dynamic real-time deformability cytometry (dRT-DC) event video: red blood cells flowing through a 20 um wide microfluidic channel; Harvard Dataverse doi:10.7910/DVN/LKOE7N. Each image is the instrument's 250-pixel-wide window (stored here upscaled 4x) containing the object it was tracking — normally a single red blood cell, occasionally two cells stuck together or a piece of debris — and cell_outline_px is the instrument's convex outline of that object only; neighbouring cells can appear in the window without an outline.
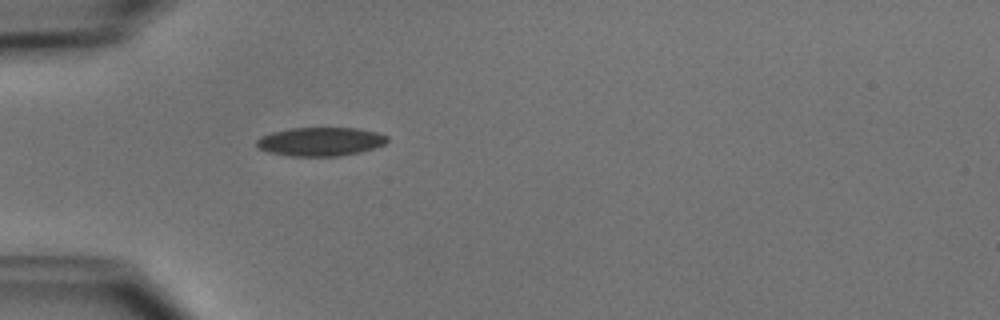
{"species": "common noctule bat (a hibernating species)", "species_latin": "Nyctalus noctula", "temperature_condition": "cold", "stored_images_in_passage": 6, "camera_frame_rate_fps": 3000, "um_per_image_px": 0.085, "animal": {"sex": "male", "body_mass_g": 15.6}, "frame": {"image": 1, "passage_image": 6, "time_ms": 5.667, "image_size_px": [1000, 320], "cell_outline_px": [[388, 140], [384, 144], [360, 152], [336, 156], [292, 156], [268, 152], [260, 148], [256, 144], [256, 140], [260, 136], [272, 132], [292, 128], [356, 128], [376, 132], [388, 136]], "centroid_in_image_um": [27.22, 12.03], "position_along_channel_um": 57.8, "area_um2": 21.68}}